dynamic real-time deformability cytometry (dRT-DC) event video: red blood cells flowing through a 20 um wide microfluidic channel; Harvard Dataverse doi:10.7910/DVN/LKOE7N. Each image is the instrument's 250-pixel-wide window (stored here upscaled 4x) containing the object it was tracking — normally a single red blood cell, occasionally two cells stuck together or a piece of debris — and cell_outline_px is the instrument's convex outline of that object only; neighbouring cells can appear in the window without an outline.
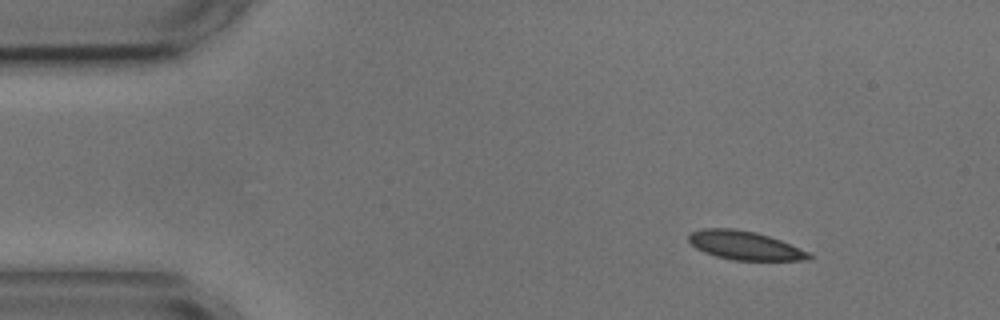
{"species": "common noctule bat (a hibernating species)", "species_latin": "Nyctalus noctula", "temperature_condition": "cold", "stored_images_in_passage": 3, "camera_frame_rate_fps": 3000, "um_per_image_px": 0.085, "animal": {"sex": "male", "body_mass_g": 17.9, "forearm_length_mm": 54.2}, "frame": {"image": 1, "passage_image": 1, "time_ms": 0.0, "image_size_px": [1000, 320], "cell_outline_px": [[812, 260], [732, 260], [716, 256], [704, 252], [696, 248], [688, 240], [688, 236], [692, 232], [700, 228], [736, 228], [756, 232], [780, 240], [808, 252], [812, 256]], "centroid_in_image_um": [63.28, 20.86], "position_along_channel_um": 21.7, "area_um2": 20.06}}